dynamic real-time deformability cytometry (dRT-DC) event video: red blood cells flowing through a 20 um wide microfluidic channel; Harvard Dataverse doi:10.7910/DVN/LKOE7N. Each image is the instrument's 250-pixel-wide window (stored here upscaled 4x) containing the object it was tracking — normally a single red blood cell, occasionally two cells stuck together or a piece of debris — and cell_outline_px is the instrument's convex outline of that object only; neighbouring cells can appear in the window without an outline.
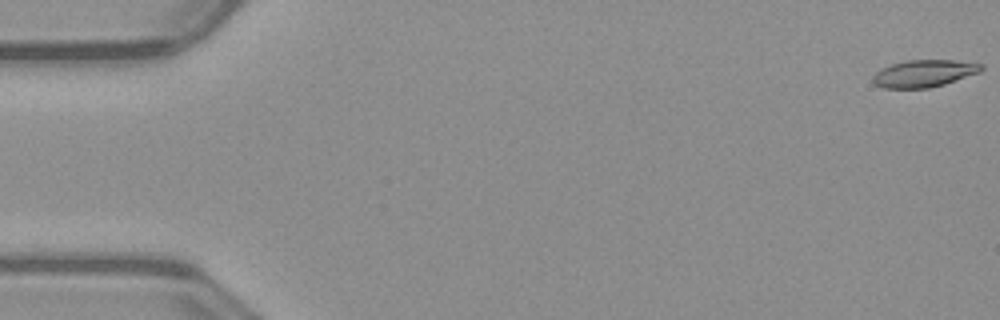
{"species": "common noctule bat (a hibernating species)", "species_latin": "Nyctalus noctula", "temperature_condition": "warm", "stored_images_in_passage": 52, "camera_frame_rate_fps": 3000, "um_per_image_px": 0.085, "animal": {"sex": "male", "body_mass_g": 23.1, "forearm_length_mm": 52.7}, "frame": {"image": 1, "passage_image": 1, "time_ms": 0.0, "image_size_px": [1000, 320], "cell_outline_px": [[984, 68], [980, 72], [944, 84], [928, 88], [884, 88], [876, 84], [872, 80], [872, 76], [876, 72], [892, 64], [908, 60], [952, 60], [984, 64]], "centroid_in_image_um": [78.56, 6.24], "position_along_channel_um": 6.4, "area_um2": 16.99}}
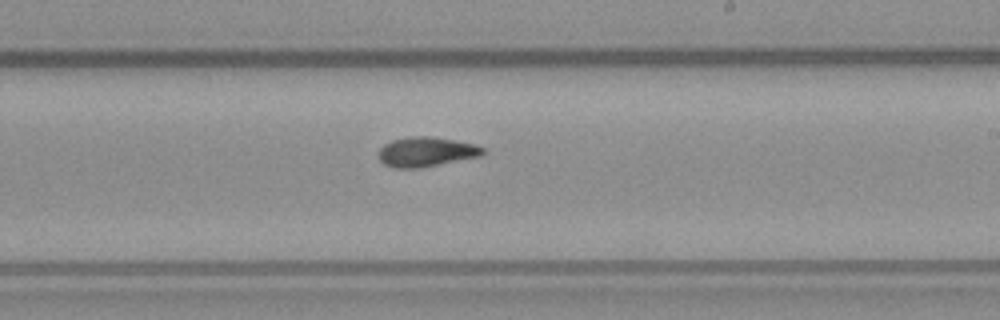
{"frame": {"image": 2, "passage_image": 31, "time_ms": 10.0, "image_size_px": [1000, 320], "cell_outline_px": [[488, 152], [480, 156], [416, 168], [396, 168], [384, 164], [376, 156], [380, 148], [384, 144], [392, 140], [412, 136], [432, 136], [456, 140], [476, 144], [484, 148]], "centroid_in_image_um": [36.22, 12.89], "position_along_channel_um": 252.8, "area_um2": 18.09}}
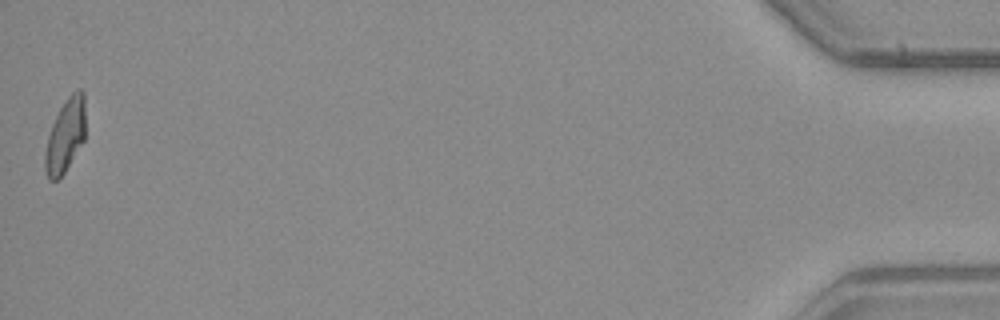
{"frame": {"image": 3, "passage_image": 52, "time_ms": 17.0, "image_size_px": [1000, 320], "cell_outline_px": [[84, 140], [64, 172], [56, 180], [48, 180], [44, 168], [44, 152], [48, 136], [52, 124], [60, 108], [68, 96], [76, 88], [80, 88], [84, 92]], "centroid_in_image_um": [5.54, 11.51], "position_along_channel_um": 429.7, "area_um2": 17.17}, "authors_computed_cell_mechanics": {"area_um2": 17.5712, "velocity_mm_per_s": 4.0151, "shape_relaxation_time_tau1_ms": 4.6833, "shape_relaxation_time_tau2_ms": 3.105, "deformation_change_tau1": 0.1718, "deformation_change_tau2": 0.091}}